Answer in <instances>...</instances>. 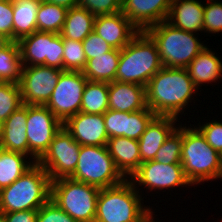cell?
<instances>
[{"label": "cell", "instance_id": "cell-1", "mask_svg": "<svg viewBox=\"0 0 222 222\" xmlns=\"http://www.w3.org/2000/svg\"><path fill=\"white\" fill-rule=\"evenodd\" d=\"M147 107L156 115L178 118L198 90L186 68L162 67L147 83Z\"/></svg>", "mask_w": 222, "mask_h": 222}, {"label": "cell", "instance_id": "cell-2", "mask_svg": "<svg viewBox=\"0 0 222 222\" xmlns=\"http://www.w3.org/2000/svg\"><path fill=\"white\" fill-rule=\"evenodd\" d=\"M50 196V176L35 162L11 185L0 190V213L39 210Z\"/></svg>", "mask_w": 222, "mask_h": 222}, {"label": "cell", "instance_id": "cell-3", "mask_svg": "<svg viewBox=\"0 0 222 222\" xmlns=\"http://www.w3.org/2000/svg\"><path fill=\"white\" fill-rule=\"evenodd\" d=\"M136 185L126 178L120 184L101 188L94 222H143L153 212L150 207L143 208Z\"/></svg>", "mask_w": 222, "mask_h": 222}, {"label": "cell", "instance_id": "cell-4", "mask_svg": "<svg viewBox=\"0 0 222 222\" xmlns=\"http://www.w3.org/2000/svg\"><path fill=\"white\" fill-rule=\"evenodd\" d=\"M162 67L156 43L140 31L121 49L116 81L146 86Z\"/></svg>", "mask_w": 222, "mask_h": 222}, {"label": "cell", "instance_id": "cell-5", "mask_svg": "<svg viewBox=\"0 0 222 222\" xmlns=\"http://www.w3.org/2000/svg\"><path fill=\"white\" fill-rule=\"evenodd\" d=\"M145 32L156 43L163 67L186 68L206 47L195 33L177 29L167 21L152 25Z\"/></svg>", "mask_w": 222, "mask_h": 222}, {"label": "cell", "instance_id": "cell-6", "mask_svg": "<svg viewBox=\"0 0 222 222\" xmlns=\"http://www.w3.org/2000/svg\"><path fill=\"white\" fill-rule=\"evenodd\" d=\"M181 165L191 185L222 178L219 152L207 143L198 128L183 127Z\"/></svg>", "mask_w": 222, "mask_h": 222}, {"label": "cell", "instance_id": "cell-7", "mask_svg": "<svg viewBox=\"0 0 222 222\" xmlns=\"http://www.w3.org/2000/svg\"><path fill=\"white\" fill-rule=\"evenodd\" d=\"M100 188L59 178L51 181L50 200L77 222H94Z\"/></svg>", "mask_w": 222, "mask_h": 222}, {"label": "cell", "instance_id": "cell-8", "mask_svg": "<svg viewBox=\"0 0 222 222\" xmlns=\"http://www.w3.org/2000/svg\"><path fill=\"white\" fill-rule=\"evenodd\" d=\"M69 178L100 189L120 184L126 179L117 169L107 146L86 145L80 146L77 167Z\"/></svg>", "mask_w": 222, "mask_h": 222}, {"label": "cell", "instance_id": "cell-9", "mask_svg": "<svg viewBox=\"0 0 222 222\" xmlns=\"http://www.w3.org/2000/svg\"><path fill=\"white\" fill-rule=\"evenodd\" d=\"M20 46L23 67L45 65L63 70V38L61 34L35 31L22 37Z\"/></svg>", "mask_w": 222, "mask_h": 222}, {"label": "cell", "instance_id": "cell-10", "mask_svg": "<svg viewBox=\"0 0 222 222\" xmlns=\"http://www.w3.org/2000/svg\"><path fill=\"white\" fill-rule=\"evenodd\" d=\"M80 146L64 127L56 133L48 150L38 160L51 181L69 178L74 173L79 160Z\"/></svg>", "mask_w": 222, "mask_h": 222}, {"label": "cell", "instance_id": "cell-11", "mask_svg": "<svg viewBox=\"0 0 222 222\" xmlns=\"http://www.w3.org/2000/svg\"><path fill=\"white\" fill-rule=\"evenodd\" d=\"M88 79L80 71H63L45 106L64 123L81 111L82 95Z\"/></svg>", "mask_w": 222, "mask_h": 222}, {"label": "cell", "instance_id": "cell-12", "mask_svg": "<svg viewBox=\"0 0 222 222\" xmlns=\"http://www.w3.org/2000/svg\"><path fill=\"white\" fill-rule=\"evenodd\" d=\"M26 127L29 155L35 163L48 150L63 123L45 105H28Z\"/></svg>", "mask_w": 222, "mask_h": 222}, {"label": "cell", "instance_id": "cell-13", "mask_svg": "<svg viewBox=\"0 0 222 222\" xmlns=\"http://www.w3.org/2000/svg\"><path fill=\"white\" fill-rule=\"evenodd\" d=\"M62 72L45 65L23 67L18 83L23 105H45Z\"/></svg>", "mask_w": 222, "mask_h": 222}, {"label": "cell", "instance_id": "cell-14", "mask_svg": "<svg viewBox=\"0 0 222 222\" xmlns=\"http://www.w3.org/2000/svg\"><path fill=\"white\" fill-rule=\"evenodd\" d=\"M132 183L153 189H168L182 185L191 186L181 164H162L155 160L142 162L139 169L130 177Z\"/></svg>", "mask_w": 222, "mask_h": 222}, {"label": "cell", "instance_id": "cell-15", "mask_svg": "<svg viewBox=\"0 0 222 222\" xmlns=\"http://www.w3.org/2000/svg\"><path fill=\"white\" fill-rule=\"evenodd\" d=\"M103 116L109 138L127 137L139 140L156 114L149 108L135 112L108 109Z\"/></svg>", "mask_w": 222, "mask_h": 222}, {"label": "cell", "instance_id": "cell-16", "mask_svg": "<svg viewBox=\"0 0 222 222\" xmlns=\"http://www.w3.org/2000/svg\"><path fill=\"white\" fill-rule=\"evenodd\" d=\"M63 127L80 145L107 146L109 137L103 114H87L80 111L69 117Z\"/></svg>", "mask_w": 222, "mask_h": 222}, {"label": "cell", "instance_id": "cell-17", "mask_svg": "<svg viewBox=\"0 0 222 222\" xmlns=\"http://www.w3.org/2000/svg\"><path fill=\"white\" fill-rule=\"evenodd\" d=\"M172 0H122L121 12L140 30L167 21Z\"/></svg>", "mask_w": 222, "mask_h": 222}, {"label": "cell", "instance_id": "cell-18", "mask_svg": "<svg viewBox=\"0 0 222 222\" xmlns=\"http://www.w3.org/2000/svg\"><path fill=\"white\" fill-rule=\"evenodd\" d=\"M93 31L111 48L123 49L140 30L122 13L95 17Z\"/></svg>", "mask_w": 222, "mask_h": 222}, {"label": "cell", "instance_id": "cell-19", "mask_svg": "<svg viewBox=\"0 0 222 222\" xmlns=\"http://www.w3.org/2000/svg\"><path fill=\"white\" fill-rule=\"evenodd\" d=\"M109 109L121 112H135L148 108L145 86L113 81L108 83Z\"/></svg>", "mask_w": 222, "mask_h": 222}, {"label": "cell", "instance_id": "cell-20", "mask_svg": "<svg viewBox=\"0 0 222 222\" xmlns=\"http://www.w3.org/2000/svg\"><path fill=\"white\" fill-rule=\"evenodd\" d=\"M177 119L178 118L172 116L156 115L151 120L138 140L141 162L154 160L156 153L162 144L177 129L174 125L177 122Z\"/></svg>", "mask_w": 222, "mask_h": 222}, {"label": "cell", "instance_id": "cell-21", "mask_svg": "<svg viewBox=\"0 0 222 222\" xmlns=\"http://www.w3.org/2000/svg\"><path fill=\"white\" fill-rule=\"evenodd\" d=\"M107 148L117 169L125 178L131 177L139 169L142 162L138 140L112 137L108 139Z\"/></svg>", "mask_w": 222, "mask_h": 222}, {"label": "cell", "instance_id": "cell-22", "mask_svg": "<svg viewBox=\"0 0 222 222\" xmlns=\"http://www.w3.org/2000/svg\"><path fill=\"white\" fill-rule=\"evenodd\" d=\"M204 4L197 0H172L167 22L187 32L203 31Z\"/></svg>", "mask_w": 222, "mask_h": 222}, {"label": "cell", "instance_id": "cell-23", "mask_svg": "<svg viewBox=\"0 0 222 222\" xmlns=\"http://www.w3.org/2000/svg\"><path fill=\"white\" fill-rule=\"evenodd\" d=\"M28 105H22L4 121V131L1 139V148L29 155L26 124Z\"/></svg>", "mask_w": 222, "mask_h": 222}, {"label": "cell", "instance_id": "cell-24", "mask_svg": "<svg viewBox=\"0 0 222 222\" xmlns=\"http://www.w3.org/2000/svg\"><path fill=\"white\" fill-rule=\"evenodd\" d=\"M192 82L199 89L203 83L216 82L222 75V62L205 47L186 67Z\"/></svg>", "mask_w": 222, "mask_h": 222}, {"label": "cell", "instance_id": "cell-25", "mask_svg": "<svg viewBox=\"0 0 222 222\" xmlns=\"http://www.w3.org/2000/svg\"><path fill=\"white\" fill-rule=\"evenodd\" d=\"M41 0L13 1V41L37 31V12Z\"/></svg>", "mask_w": 222, "mask_h": 222}, {"label": "cell", "instance_id": "cell-26", "mask_svg": "<svg viewBox=\"0 0 222 222\" xmlns=\"http://www.w3.org/2000/svg\"><path fill=\"white\" fill-rule=\"evenodd\" d=\"M121 50L111 49L104 55L87 60L82 71L89 81L113 82L116 81Z\"/></svg>", "mask_w": 222, "mask_h": 222}, {"label": "cell", "instance_id": "cell-27", "mask_svg": "<svg viewBox=\"0 0 222 222\" xmlns=\"http://www.w3.org/2000/svg\"><path fill=\"white\" fill-rule=\"evenodd\" d=\"M95 16L79 6L67 11L61 36L63 39L83 41L94 29Z\"/></svg>", "mask_w": 222, "mask_h": 222}, {"label": "cell", "instance_id": "cell-28", "mask_svg": "<svg viewBox=\"0 0 222 222\" xmlns=\"http://www.w3.org/2000/svg\"><path fill=\"white\" fill-rule=\"evenodd\" d=\"M27 157L22 153L0 150V190L11 185L34 164L25 160Z\"/></svg>", "mask_w": 222, "mask_h": 222}, {"label": "cell", "instance_id": "cell-29", "mask_svg": "<svg viewBox=\"0 0 222 222\" xmlns=\"http://www.w3.org/2000/svg\"><path fill=\"white\" fill-rule=\"evenodd\" d=\"M108 82L87 81L81 102V112L104 114L108 109Z\"/></svg>", "mask_w": 222, "mask_h": 222}, {"label": "cell", "instance_id": "cell-30", "mask_svg": "<svg viewBox=\"0 0 222 222\" xmlns=\"http://www.w3.org/2000/svg\"><path fill=\"white\" fill-rule=\"evenodd\" d=\"M22 68L18 41H11L4 49L0 50V80L3 83L18 84Z\"/></svg>", "mask_w": 222, "mask_h": 222}, {"label": "cell", "instance_id": "cell-31", "mask_svg": "<svg viewBox=\"0 0 222 222\" xmlns=\"http://www.w3.org/2000/svg\"><path fill=\"white\" fill-rule=\"evenodd\" d=\"M68 9L41 1L37 12V31L60 34Z\"/></svg>", "mask_w": 222, "mask_h": 222}, {"label": "cell", "instance_id": "cell-32", "mask_svg": "<svg viewBox=\"0 0 222 222\" xmlns=\"http://www.w3.org/2000/svg\"><path fill=\"white\" fill-rule=\"evenodd\" d=\"M183 127L179 126L157 151L155 161L162 164H181Z\"/></svg>", "mask_w": 222, "mask_h": 222}, {"label": "cell", "instance_id": "cell-33", "mask_svg": "<svg viewBox=\"0 0 222 222\" xmlns=\"http://www.w3.org/2000/svg\"><path fill=\"white\" fill-rule=\"evenodd\" d=\"M63 71H80L86 66L87 60L81 41L63 39Z\"/></svg>", "mask_w": 222, "mask_h": 222}, {"label": "cell", "instance_id": "cell-34", "mask_svg": "<svg viewBox=\"0 0 222 222\" xmlns=\"http://www.w3.org/2000/svg\"><path fill=\"white\" fill-rule=\"evenodd\" d=\"M22 105L19 84L3 83L0 86V120L5 121Z\"/></svg>", "mask_w": 222, "mask_h": 222}, {"label": "cell", "instance_id": "cell-35", "mask_svg": "<svg viewBox=\"0 0 222 222\" xmlns=\"http://www.w3.org/2000/svg\"><path fill=\"white\" fill-rule=\"evenodd\" d=\"M203 31L222 32V2L207 0L204 4Z\"/></svg>", "mask_w": 222, "mask_h": 222}, {"label": "cell", "instance_id": "cell-36", "mask_svg": "<svg viewBox=\"0 0 222 222\" xmlns=\"http://www.w3.org/2000/svg\"><path fill=\"white\" fill-rule=\"evenodd\" d=\"M77 6L88 10L96 17L121 12L122 0H77Z\"/></svg>", "mask_w": 222, "mask_h": 222}, {"label": "cell", "instance_id": "cell-37", "mask_svg": "<svg viewBox=\"0 0 222 222\" xmlns=\"http://www.w3.org/2000/svg\"><path fill=\"white\" fill-rule=\"evenodd\" d=\"M37 222H77L65 211L49 200L37 213Z\"/></svg>", "mask_w": 222, "mask_h": 222}, {"label": "cell", "instance_id": "cell-38", "mask_svg": "<svg viewBox=\"0 0 222 222\" xmlns=\"http://www.w3.org/2000/svg\"><path fill=\"white\" fill-rule=\"evenodd\" d=\"M82 43L86 60L93 59L99 55H104L112 49L109 44L94 31H92Z\"/></svg>", "mask_w": 222, "mask_h": 222}, {"label": "cell", "instance_id": "cell-39", "mask_svg": "<svg viewBox=\"0 0 222 222\" xmlns=\"http://www.w3.org/2000/svg\"><path fill=\"white\" fill-rule=\"evenodd\" d=\"M198 129L204 135L207 143L216 151L222 150V123L216 120H211L202 126L199 125Z\"/></svg>", "mask_w": 222, "mask_h": 222}, {"label": "cell", "instance_id": "cell-40", "mask_svg": "<svg viewBox=\"0 0 222 222\" xmlns=\"http://www.w3.org/2000/svg\"><path fill=\"white\" fill-rule=\"evenodd\" d=\"M13 1L0 0V32L13 41Z\"/></svg>", "mask_w": 222, "mask_h": 222}, {"label": "cell", "instance_id": "cell-41", "mask_svg": "<svg viewBox=\"0 0 222 222\" xmlns=\"http://www.w3.org/2000/svg\"><path fill=\"white\" fill-rule=\"evenodd\" d=\"M38 210L3 213L6 222H37Z\"/></svg>", "mask_w": 222, "mask_h": 222}, {"label": "cell", "instance_id": "cell-42", "mask_svg": "<svg viewBox=\"0 0 222 222\" xmlns=\"http://www.w3.org/2000/svg\"><path fill=\"white\" fill-rule=\"evenodd\" d=\"M46 3L59 5L67 9L77 7V0H41Z\"/></svg>", "mask_w": 222, "mask_h": 222}, {"label": "cell", "instance_id": "cell-43", "mask_svg": "<svg viewBox=\"0 0 222 222\" xmlns=\"http://www.w3.org/2000/svg\"><path fill=\"white\" fill-rule=\"evenodd\" d=\"M12 40L0 32V50L4 49Z\"/></svg>", "mask_w": 222, "mask_h": 222}, {"label": "cell", "instance_id": "cell-44", "mask_svg": "<svg viewBox=\"0 0 222 222\" xmlns=\"http://www.w3.org/2000/svg\"><path fill=\"white\" fill-rule=\"evenodd\" d=\"M3 131H4V121L0 120V142L3 136Z\"/></svg>", "mask_w": 222, "mask_h": 222}, {"label": "cell", "instance_id": "cell-45", "mask_svg": "<svg viewBox=\"0 0 222 222\" xmlns=\"http://www.w3.org/2000/svg\"><path fill=\"white\" fill-rule=\"evenodd\" d=\"M153 214L151 213L143 222H155L153 219Z\"/></svg>", "mask_w": 222, "mask_h": 222}, {"label": "cell", "instance_id": "cell-46", "mask_svg": "<svg viewBox=\"0 0 222 222\" xmlns=\"http://www.w3.org/2000/svg\"><path fill=\"white\" fill-rule=\"evenodd\" d=\"M0 222H6L5 221V216L3 213H0Z\"/></svg>", "mask_w": 222, "mask_h": 222}, {"label": "cell", "instance_id": "cell-47", "mask_svg": "<svg viewBox=\"0 0 222 222\" xmlns=\"http://www.w3.org/2000/svg\"><path fill=\"white\" fill-rule=\"evenodd\" d=\"M219 160H220V165L222 168V150L219 152Z\"/></svg>", "mask_w": 222, "mask_h": 222}]
</instances>
